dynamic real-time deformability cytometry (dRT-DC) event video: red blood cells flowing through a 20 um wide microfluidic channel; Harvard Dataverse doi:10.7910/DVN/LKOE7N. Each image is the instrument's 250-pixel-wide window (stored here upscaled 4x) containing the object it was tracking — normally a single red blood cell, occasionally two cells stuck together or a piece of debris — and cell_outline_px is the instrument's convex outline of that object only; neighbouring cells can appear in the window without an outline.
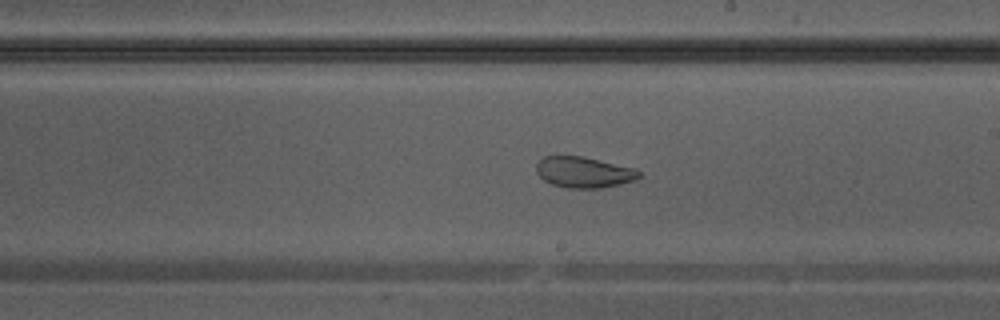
{"species": "Egyptian fruit bat (a non-hibernating species)", "species_latin": "Rousettus aegyptiacus", "temperature_condition": "warm", "stored_images_in_passage": 41, "camera_frame_rate_fps": 3000, "um_per_image_px": 0.085, "animal": {"sex": "male"}, "frame": {"image": 1, "passage_image": 24, "time_ms": 7.667, "image_size_px": [1000, 320], "cell_outline_px": [[640, 176], [636, 180], [604, 188], [568, 188], [552, 184], [544, 180], [536, 172], [536, 164], [544, 156], [584, 156], [636, 168], [640, 172]], "centroid_in_image_um": [49.65, 14.64], "position_along_channel_um": 239.3, "area_um2": 18.67}}